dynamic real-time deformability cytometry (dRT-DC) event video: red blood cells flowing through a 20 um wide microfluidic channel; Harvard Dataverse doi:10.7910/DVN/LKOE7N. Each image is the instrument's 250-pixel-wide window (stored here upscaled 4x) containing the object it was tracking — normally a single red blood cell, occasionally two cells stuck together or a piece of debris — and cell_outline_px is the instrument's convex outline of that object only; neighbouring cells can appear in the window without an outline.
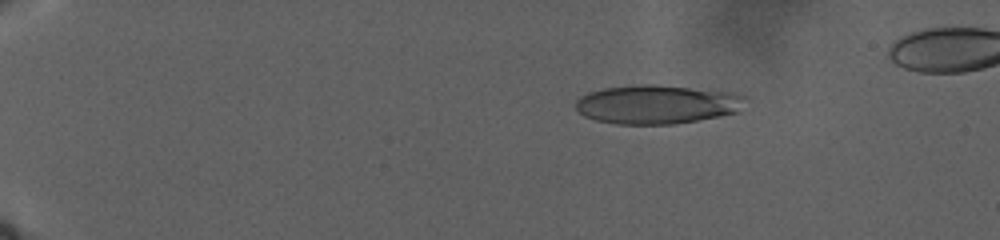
{"species": "human", "species_latin": "Homo sapiens", "temperature_condition": "warm", "stored_images_in_passage": 125, "camera_frame_rate_fps": 3000, "um_per_image_px": 0.085, "donor": {"sex": "male"}, "frame": {"image": 1, "passage_image": 26, "time_ms": 7.333, "image_size_px": [1000, 240], "cell_outline_px": [[748, 96], [736, 112], [696, 120], [672, 124], [616, 124], [596, 120], [584, 116], [576, 108], [576, 100], [580, 96], [588, 92], [604, 88], [644, 84], [656, 84], [736, 92]], "centroid_in_image_um": [55.83, 8.85], "position_along_channel_um": 29.2, "area_um2": 38.38}}
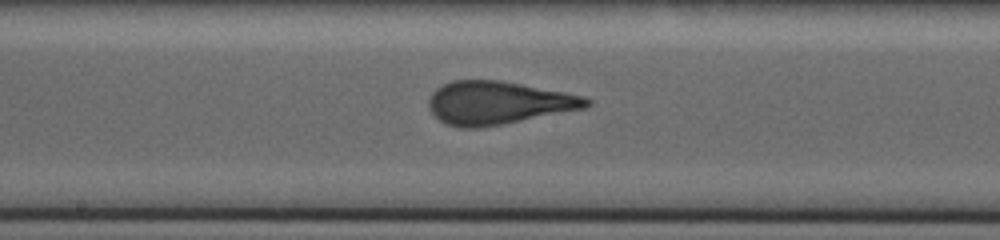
{"frame": {"image": 2, "passage_image": 88, "time_ms": 23.0, "image_size_px": [1000, 240], "cell_outline_px": [[592, 104], [584, 108], [504, 124], [480, 128], [460, 128], [448, 124], [440, 120], [428, 108], [428, 96], [436, 88], [452, 80], [500, 80], [564, 92], [584, 96], [592, 100]], "centroid_in_image_um": [42.32, 8.74], "position_along_channel_um": 205.9, "area_um2": 39.59}}
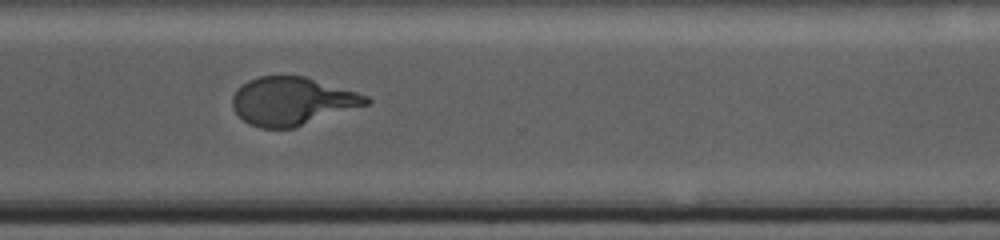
{"frame": {"image": 3, "passage_image": 124, "time_ms": 30.333, "image_size_px": [1000, 240], "cell_outline_px": [[372, 100], [368, 104], [292, 128], [260, 128], [248, 124], [232, 108], [232, 96], [236, 88], [248, 80], [260, 76], [304, 76], [356, 92], [368, 96]], "centroid_in_image_um": [24.79, 8.59], "position_along_channel_um": 345.8, "area_um2": 37.17}}